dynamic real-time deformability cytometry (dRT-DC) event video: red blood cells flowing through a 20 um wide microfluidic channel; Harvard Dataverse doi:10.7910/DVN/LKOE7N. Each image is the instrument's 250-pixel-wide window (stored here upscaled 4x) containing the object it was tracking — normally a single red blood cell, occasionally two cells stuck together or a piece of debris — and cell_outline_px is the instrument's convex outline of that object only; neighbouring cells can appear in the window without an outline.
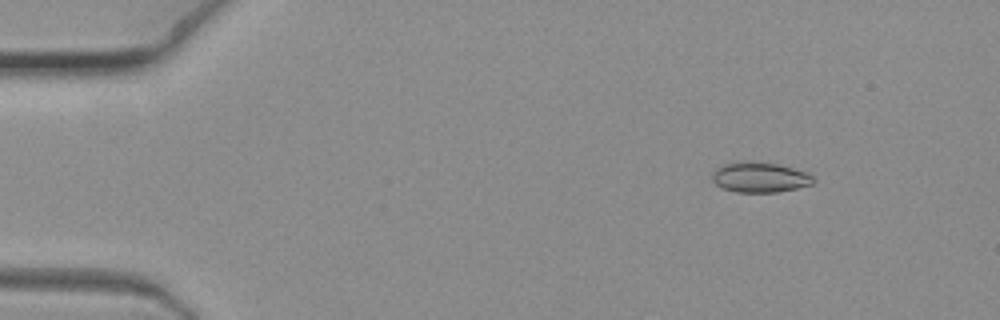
{"species": "common noctule bat (a hibernating species)", "species_latin": "Nyctalus noctula", "temperature_condition": "warm", "stored_images_in_passage": 7, "camera_frame_rate_fps": 3000, "um_per_image_px": 0.085, "animal": {"sex": "female", "body_mass_g": 19.3, "forearm_length_mm": 54.1}, "frame": {"image": 1, "passage_image": 3, "time_ms": 0.667, "image_size_px": [1000, 320], "cell_outline_px": [[816, 180], [812, 184], [796, 188], [776, 192], [736, 192], [724, 188], [716, 184], [712, 180], [712, 176], [716, 168], [724, 164], [776, 164], [792, 168], [804, 172], [812, 176]], "centroid_in_image_um": [64.61, 15.12], "position_along_channel_um": 20.4, "area_um2": 16.88}}